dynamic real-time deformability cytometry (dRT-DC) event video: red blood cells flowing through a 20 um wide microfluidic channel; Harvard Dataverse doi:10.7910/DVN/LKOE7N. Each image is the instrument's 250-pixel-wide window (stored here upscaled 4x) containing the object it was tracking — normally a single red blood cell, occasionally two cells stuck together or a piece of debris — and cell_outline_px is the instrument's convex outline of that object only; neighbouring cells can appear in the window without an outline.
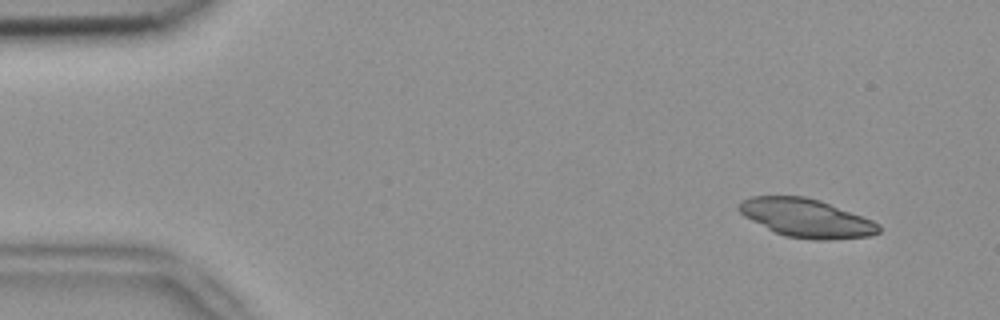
{"species": "common noctule bat (a hibernating species)", "species_latin": "Nyctalus noctula", "temperature_condition": "room temperature", "stored_images_in_passage": 5, "camera_frame_rate_fps": 3000, "um_per_image_px": 0.085, "animal": {"sex": "female", "body_mass_g": 18.4}, "frame": {"image": 1, "passage_image": 1, "time_ms": 0.0, "image_size_px": [1000, 320], "cell_outline_px": [[880, 232], [868, 236], [824, 240], [820, 240], [784, 236], [744, 216], [736, 208], [740, 200], [752, 196], [804, 196], [820, 200], [872, 220], [880, 224]], "centroid_in_image_um": [68.52, 18.52], "position_along_channel_um": 16.5, "area_um2": 31.04}}